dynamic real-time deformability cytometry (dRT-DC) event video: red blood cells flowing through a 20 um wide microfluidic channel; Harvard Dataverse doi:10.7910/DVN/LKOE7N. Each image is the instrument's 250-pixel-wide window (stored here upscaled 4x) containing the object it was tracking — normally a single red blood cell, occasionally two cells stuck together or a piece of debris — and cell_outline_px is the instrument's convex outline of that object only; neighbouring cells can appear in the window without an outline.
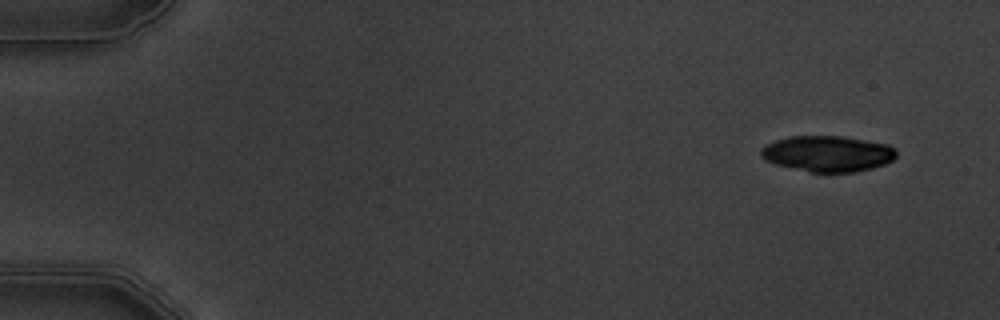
{"species": "common noctule bat (a hibernating species)", "species_latin": "Nyctalus noctula", "temperature_condition": "warm", "stored_images_in_passage": 6, "camera_frame_rate_fps": 3000, "um_per_image_px": 0.085, "animal": {"sex": "male", "body_mass_g": 19.5, "forearm_length_mm": 54.6}, "frame": {"image": 1, "passage_image": 1, "time_ms": 0.0, "image_size_px": [1000, 320], "cell_outline_px": [[896, 156], [892, 160], [884, 164], [872, 168], [856, 172], [812, 172], [776, 164], [764, 160], [760, 156], [760, 148], [764, 144], [788, 136], [844, 136], [888, 144], [896, 148]], "centroid_in_image_um": [70.34, 13.05], "position_along_channel_um": 14.7, "area_um2": 28.5}}